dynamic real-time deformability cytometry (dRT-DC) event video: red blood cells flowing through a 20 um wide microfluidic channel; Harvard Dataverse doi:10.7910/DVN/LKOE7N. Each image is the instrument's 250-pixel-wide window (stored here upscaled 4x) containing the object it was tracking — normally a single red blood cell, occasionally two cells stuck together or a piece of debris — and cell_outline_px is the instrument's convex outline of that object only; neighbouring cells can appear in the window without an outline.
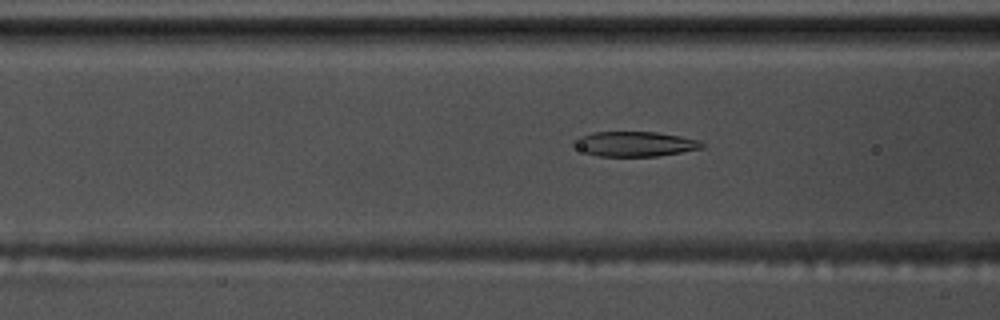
{"species": "common noctule bat (a hibernating species)", "species_latin": "Nyctalus noctula", "temperature_condition": "warm", "stored_images_in_passage": 45, "camera_frame_rate_fps": 3000, "um_per_image_px": 0.085, "animal": {"sex": "male", "body_mass_g": 17.5, "forearm_length_mm": 52.3}, "frame": {"image": 1, "passage_image": 12, "time_ms": 3.667, "image_size_px": [1000, 320], "cell_outline_px": [[704, 148], [656, 156], [600, 156], [584, 152], [572, 144], [572, 140], [580, 136], [592, 132], [656, 132], [680, 136], [700, 140], [704, 144]], "centroid_in_image_um": [53.95, 12.23], "position_along_channel_um": 112.7, "area_um2": 18.55}}
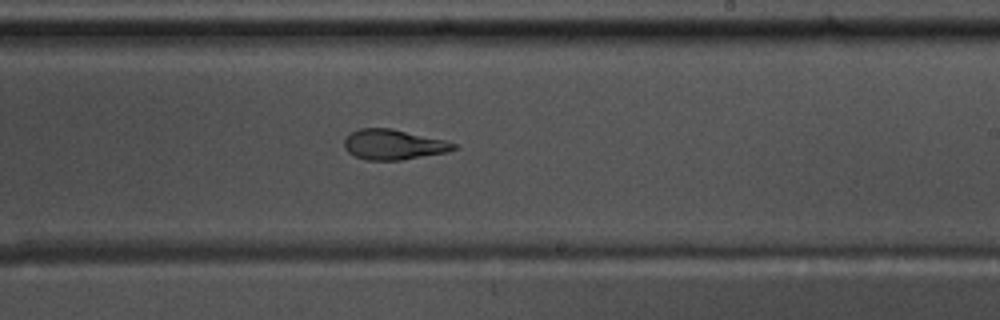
{"frame": {"image": 2, "passage_image": 24, "time_ms": 7.667, "image_size_px": [1000, 320], "cell_outline_px": [[460, 148], [448, 152], [400, 160], [368, 160], [356, 156], [348, 152], [344, 148], [344, 140], [352, 132], [360, 128], [392, 128], [444, 140], [456, 144]], "centroid_in_image_um": [33.47, 12.29], "position_along_channel_um": 255.5, "area_um2": 19.19}}
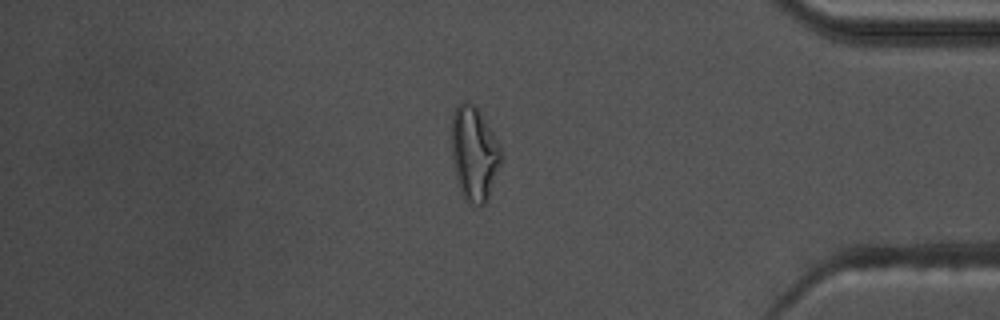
{"frame": {"image": 3, "passage_image": 38, "time_ms": 12.333, "image_size_px": [1000, 320], "cell_outline_px": [[504, 156], [488, 200], [484, 204], [468, 204], [464, 200], [456, 176], [452, 156], [452, 116], [456, 104], [460, 100], [468, 100], [480, 112], [492, 132]], "centroid_in_image_um": [40.31, 13.05], "position_along_channel_um": 394.9, "area_um2": 27.34}}